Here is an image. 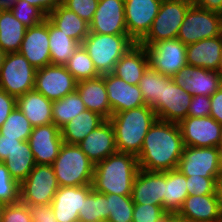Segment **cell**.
Segmentation results:
<instances>
[{"label":"cell","instance_id":"cell-49","mask_svg":"<svg viewBox=\"0 0 222 222\" xmlns=\"http://www.w3.org/2000/svg\"><path fill=\"white\" fill-rule=\"evenodd\" d=\"M17 98L0 89V128L16 107Z\"/></svg>","mask_w":222,"mask_h":222},{"label":"cell","instance_id":"cell-43","mask_svg":"<svg viewBox=\"0 0 222 222\" xmlns=\"http://www.w3.org/2000/svg\"><path fill=\"white\" fill-rule=\"evenodd\" d=\"M216 180V177H187L186 187L188 196L216 194Z\"/></svg>","mask_w":222,"mask_h":222},{"label":"cell","instance_id":"cell-9","mask_svg":"<svg viewBox=\"0 0 222 222\" xmlns=\"http://www.w3.org/2000/svg\"><path fill=\"white\" fill-rule=\"evenodd\" d=\"M58 189L52 165L36 164L20 184V201L28 206L51 204Z\"/></svg>","mask_w":222,"mask_h":222},{"label":"cell","instance_id":"cell-42","mask_svg":"<svg viewBox=\"0 0 222 222\" xmlns=\"http://www.w3.org/2000/svg\"><path fill=\"white\" fill-rule=\"evenodd\" d=\"M0 201L6 205L20 201V184L12 178L4 162H0Z\"/></svg>","mask_w":222,"mask_h":222},{"label":"cell","instance_id":"cell-37","mask_svg":"<svg viewBox=\"0 0 222 222\" xmlns=\"http://www.w3.org/2000/svg\"><path fill=\"white\" fill-rule=\"evenodd\" d=\"M169 77L160 74L150 66L146 69L138 86L147 106L152 107L159 99H162L163 83Z\"/></svg>","mask_w":222,"mask_h":222},{"label":"cell","instance_id":"cell-29","mask_svg":"<svg viewBox=\"0 0 222 222\" xmlns=\"http://www.w3.org/2000/svg\"><path fill=\"white\" fill-rule=\"evenodd\" d=\"M106 119L100 114L84 110L60 129L63 142L77 145Z\"/></svg>","mask_w":222,"mask_h":222},{"label":"cell","instance_id":"cell-61","mask_svg":"<svg viewBox=\"0 0 222 222\" xmlns=\"http://www.w3.org/2000/svg\"><path fill=\"white\" fill-rule=\"evenodd\" d=\"M220 169H221V175H222V153H221V159H220Z\"/></svg>","mask_w":222,"mask_h":222},{"label":"cell","instance_id":"cell-18","mask_svg":"<svg viewBox=\"0 0 222 222\" xmlns=\"http://www.w3.org/2000/svg\"><path fill=\"white\" fill-rule=\"evenodd\" d=\"M28 143L36 164L52 165L64 142L60 128L52 123L33 127Z\"/></svg>","mask_w":222,"mask_h":222},{"label":"cell","instance_id":"cell-30","mask_svg":"<svg viewBox=\"0 0 222 222\" xmlns=\"http://www.w3.org/2000/svg\"><path fill=\"white\" fill-rule=\"evenodd\" d=\"M47 18L57 28L80 44L89 35V23L62 4L50 12Z\"/></svg>","mask_w":222,"mask_h":222},{"label":"cell","instance_id":"cell-22","mask_svg":"<svg viewBox=\"0 0 222 222\" xmlns=\"http://www.w3.org/2000/svg\"><path fill=\"white\" fill-rule=\"evenodd\" d=\"M165 172H151L139 169L133 183L134 204H151L164 209Z\"/></svg>","mask_w":222,"mask_h":222},{"label":"cell","instance_id":"cell-24","mask_svg":"<svg viewBox=\"0 0 222 222\" xmlns=\"http://www.w3.org/2000/svg\"><path fill=\"white\" fill-rule=\"evenodd\" d=\"M177 214L186 222H222L217 194L190 195Z\"/></svg>","mask_w":222,"mask_h":222},{"label":"cell","instance_id":"cell-13","mask_svg":"<svg viewBox=\"0 0 222 222\" xmlns=\"http://www.w3.org/2000/svg\"><path fill=\"white\" fill-rule=\"evenodd\" d=\"M162 0H124L128 36L139 43L149 32Z\"/></svg>","mask_w":222,"mask_h":222},{"label":"cell","instance_id":"cell-36","mask_svg":"<svg viewBox=\"0 0 222 222\" xmlns=\"http://www.w3.org/2000/svg\"><path fill=\"white\" fill-rule=\"evenodd\" d=\"M78 214L79 222H107L109 211L106 194L92 189L91 193L83 200L82 209Z\"/></svg>","mask_w":222,"mask_h":222},{"label":"cell","instance_id":"cell-26","mask_svg":"<svg viewBox=\"0 0 222 222\" xmlns=\"http://www.w3.org/2000/svg\"><path fill=\"white\" fill-rule=\"evenodd\" d=\"M148 67L149 59L145 47L135 43L115 64L112 73L130 85H138Z\"/></svg>","mask_w":222,"mask_h":222},{"label":"cell","instance_id":"cell-27","mask_svg":"<svg viewBox=\"0 0 222 222\" xmlns=\"http://www.w3.org/2000/svg\"><path fill=\"white\" fill-rule=\"evenodd\" d=\"M76 91L79 93L86 109L100 114L105 119L112 116L103 75L78 81Z\"/></svg>","mask_w":222,"mask_h":222},{"label":"cell","instance_id":"cell-60","mask_svg":"<svg viewBox=\"0 0 222 222\" xmlns=\"http://www.w3.org/2000/svg\"><path fill=\"white\" fill-rule=\"evenodd\" d=\"M218 72H219V74H220L221 77H222V57H221V60H220V65H219Z\"/></svg>","mask_w":222,"mask_h":222},{"label":"cell","instance_id":"cell-55","mask_svg":"<svg viewBox=\"0 0 222 222\" xmlns=\"http://www.w3.org/2000/svg\"><path fill=\"white\" fill-rule=\"evenodd\" d=\"M160 222H186L177 213H167Z\"/></svg>","mask_w":222,"mask_h":222},{"label":"cell","instance_id":"cell-5","mask_svg":"<svg viewBox=\"0 0 222 222\" xmlns=\"http://www.w3.org/2000/svg\"><path fill=\"white\" fill-rule=\"evenodd\" d=\"M135 42L128 35L89 32L81 45L87 51L100 75L112 73L115 64Z\"/></svg>","mask_w":222,"mask_h":222},{"label":"cell","instance_id":"cell-56","mask_svg":"<svg viewBox=\"0 0 222 222\" xmlns=\"http://www.w3.org/2000/svg\"><path fill=\"white\" fill-rule=\"evenodd\" d=\"M16 0H0V8L10 9Z\"/></svg>","mask_w":222,"mask_h":222},{"label":"cell","instance_id":"cell-57","mask_svg":"<svg viewBox=\"0 0 222 222\" xmlns=\"http://www.w3.org/2000/svg\"><path fill=\"white\" fill-rule=\"evenodd\" d=\"M6 55H7V53L3 52L0 49V69H1L2 65L4 64V60H5Z\"/></svg>","mask_w":222,"mask_h":222},{"label":"cell","instance_id":"cell-7","mask_svg":"<svg viewBox=\"0 0 222 222\" xmlns=\"http://www.w3.org/2000/svg\"><path fill=\"white\" fill-rule=\"evenodd\" d=\"M222 35L221 13L209 11L192 4L179 28L177 39L186 46L202 39Z\"/></svg>","mask_w":222,"mask_h":222},{"label":"cell","instance_id":"cell-8","mask_svg":"<svg viewBox=\"0 0 222 222\" xmlns=\"http://www.w3.org/2000/svg\"><path fill=\"white\" fill-rule=\"evenodd\" d=\"M37 69L19 52L7 53L0 69V89L19 97L34 90Z\"/></svg>","mask_w":222,"mask_h":222},{"label":"cell","instance_id":"cell-59","mask_svg":"<svg viewBox=\"0 0 222 222\" xmlns=\"http://www.w3.org/2000/svg\"><path fill=\"white\" fill-rule=\"evenodd\" d=\"M5 206H6V204H4L3 202L0 201V222L2 220V216H3Z\"/></svg>","mask_w":222,"mask_h":222},{"label":"cell","instance_id":"cell-41","mask_svg":"<svg viewBox=\"0 0 222 222\" xmlns=\"http://www.w3.org/2000/svg\"><path fill=\"white\" fill-rule=\"evenodd\" d=\"M9 10L27 28L36 26L47 18L39 8L24 0H16Z\"/></svg>","mask_w":222,"mask_h":222},{"label":"cell","instance_id":"cell-31","mask_svg":"<svg viewBox=\"0 0 222 222\" xmlns=\"http://www.w3.org/2000/svg\"><path fill=\"white\" fill-rule=\"evenodd\" d=\"M27 27L9 9L0 15V49L5 53L19 52Z\"/></svg>","mask_w":222,"mask_h":222},{"label":"cell","instance_id":"cell-15","mask_svg":"<svg viewBox=\"0 0 222 222\" xmlns=\"http://www.w3.org/2000/svg\"><path fill=\"white\" fill-rule=\"evenodd\" d=\"M185 146L217 147L221 124L210 116H187L178 123Z\"/></svg>","mask_w":222,"mask_h":222},{"label":"cell","instance_id":"cell-38","mask_svg":"<svg viewBox=\"0 0 222 222\" xmlns=\"http://www.w3.org/2000/svg\"><path fill=\"white\" fill-rule=\"evenodd\" d=\"M77 81L100 76L87 51L80 45L65 65Z\"/></svg>","mask_w":222,"mask_h":222},{"label":"cell","instance_id":"cell-39","mask_svg":"<svg viewBox=\"0 0 222 222\" xmlns=\"http://www.w3.org/2000/svg\"><path fill=\"white\" fill-rule=\"evenodd\" d=\"M33 126L22 111L16 106L0 128V134L5 137L28 141Z\"/></svg>","mask_w":222,"mask_h":222},{"label":"cell","instance_id":"cell-46","mask_svg":"<svg viewBox=\"0 0 222 222\" xmlns=\"http://www.w3.org/2000/svg\"><path fill=\"white\" fill-rule=\"evenodd\" d=\"M1 222H32L28 205L21 201L6 205Z\"/></svg>","mask_w":222,"mask_h":222},{"label":"cell","instance_id":"cell-44","mask_svg":"<svg viewBox=\"0 0 222 222\" xmlns=\"http://www.w3.org/2000/svg\"><path fill=\"white\" fill-rule=\"evenodd\" d=\"M166 214L161 206L135 204L132 222H160Z\"/></svg>","mask_w":222,"mask_h":222},{"label":"cell","instance_id":"cell-51","mask_svg":"<svg viewBox=\"0 0 222 222\" xmlns=\"http://www.w3.org/2000/svg\"><path fill=\"white\" fill-rule=\"evenodd\" d=\"M211 99V113L210 117L214 118L219 124L222 125V86L215 91Z\"/></svg>","mask_w":222,"mask_h":222},{"label":"cell","instance_id":"cell-20","mask_svg":"<svg viewBox=\"0 0 222 222\" xmlns=\"http://www.w3.org/2000/svg\"><path fill=\"white\" fill-rule=\"evenodd\" d=\"M92 184L84 186L59 187L51 202L53 213L58 222H79V212L83 200L91 193Z\"/></svg>","mask_w":222,"mask_h":222},{"label":"cell","instance_id":"cell-28","mask_svg":"<svg viewBox=\"0 0 222 222\" xmlns=\"http://www.w3.org/2000/svg\"><path fill=\"white\" fill-rule=\"evenodd\" d=\"M16 106L22 111L33 127L53 123V101L31 90L17 97Z\"/></svg>","mask_w":222,"mask_h":222},{"label":"cell","instance_id":"cell-33","mask_svg":"<svg viewBox=\"0 0 222 222\" xmlns=\"http://www.w3.org/2000/svg\"><path fill=\"white\" fill-rule=\"evenodd\" d=\"M80 45L49 20V50L52 65L65 66Z\"/></svg>","mask_w":222,"mask_h":222},{"label":"cell","instance_id":"cell-62","mask_svg":"<svg viewBox=\"0 0 222 222\" xmlns=\"http://www.w3.org/2000/svg\"><path fill=\"white\" fill-rule=\"evenodd\" d=\"M3 10H4L3 8H0V15H1V13H2Z\"/></svg>","mask_w":222,"mask_h":222},{"label":"cell","instance_id":"cell-17","mask_svg":"<svg viewBox=\"0 0 222 222\" xmlns=\"http://www.w3.org/2000/svg\"><path fill=\"white\" fill-rule=\"evenodd\" d=\"M89 31L98 34L128 35L124 0H99Z\"/></svg>","mask_w":222,"mask_h":222},{"label":"cell","instance_id":"cell-34","mask_svg":"<svg viewBox=\"0 0 222 222\" xmlns=\"http://www.w3.org/2000/svg\"><path fill=\"white\" fill-rule=\"evenodd\" d=\"M10 175L21 184L35 167L36 162L28 141H22L4 161Z\"/></svg>","mask_w":222,"mask_h":222},{"label":"cell","instance_id":"cell-12","mask_svg":"<svg viewBox=\"0 0 222 222\" xmlns=\"http://www.w3.org/2000/svg\"><path fill=\"white\" fill-rule=\"evenodd\" d=\"M77 82L66 66L50 64L37 69L34 90L55 101L76 91Z\"/></svg>","mask_w":222,"mask_h":222},{"label":"cell","instance_id":"cell-2","mask_svg":"<svg viewBox=\"0 0 222 222\" xmlns=\"http://www.w3.org/2000/svg\"><path fill=\"white\" fill-rule=\"evenodd\" d=\"M137 156L116 152L95 165L92 186L102 194L131 196L139 171Z\"/></svg>","mask_w":222,"mask_h":222},{"label":"cell","instance_id":"cell-1","mask_svg":"<svg viewBox=\"0 0 222 222\" xmlns=\"http://www.w3.org/2000/svg\"><path fill=\"white\" fill-rule=\"evenodd\" d=\"M184 147L178 123L157 119L137 156L139 168L151 172L177 169Z\"/></svg>","mask_w":222,"mask_h":222},{"label":"cell","instance_id":"cell-6","mask_svg":"<svg viewBox=\"0 0 222 222\" xmlns=\"http://www.w3.org/2000/svg\"><path fill=\"white\" fill-rule=\"evenodd\" d=\"M192 4L186 0H162L149 32L139 44L148 46L161 40L177 38L185 14Z\"/></svg>","mask_w":222,"mask_h":222},{"label":"cell","instance_id":"cell-21","mask_svg":"<svg viewBox=\"0 0 222 222\" xmlns=\"http://www.w3.org/2000/svg\"><path fill=\"white\" fill-rule=\"evenodd\" d=\"M103 77L112 114L146 105L138 85H130L113 73Z\"/></svg>","mask_w":222,"mask_h":222},{"label":"cell","instance_id":"cell-4","mask_svg":"<svg viewBox=\"0 0 222 222\" xmlns=\"http://www.w3.org/2000/svg\"><path fill=\"white\" fill-rule=\"evenodd\" d=\"M59 187L92 184L95 164L78 145L63 143L52 164Z\"/></svg>","mask_w":222,"mask_h":222},{"label":"cell","instance_id":"cell-35","mask_svg":"<svg viewBox=\"0 0 222 222\" xmlns=\"http://www.w3.org/2000/svg\"><path fill=\"white\" fill-rule=\"evenodd\" d=\"M84 110H86L84 102L79 93L74 91L62 99L53 101V123L61 129Z\"/></svg>","mask_w":222,"mask_h":222},{"label":"cell","instance_id":"cell-53","mask_svg":"<svg viewBox=\"0 0 222 222\" xmlns=\"http://www.w3.org/2000/svg\"><path fill=\"white\" fill-rule=\"evenodd\" d=\"M193 4L209 11L222 13V0H194Z\"/></svg>","mask_w":222,"mask_h":222},{"label":"cell","instance_id":"cell-50","mask_svg":"<svg viewBox=\"0 0 222 222\" xmlns=\"http://www.w3.org/2000/svg\"><path fill=\"white\" fill-rule=\"evenodd\" d=\"M21 142L18 138L5 137V135L0 134V162H4Z\"/></svg>","mask_w":222,"mask_h":222},{"label":"cell","instance_id":"cell-23","mask_svg":"<svg viewBox=\"0 0 222 222\" xmlns=\"http://www.w3.org/2000/svg\"><path fill=\"white\" fill-rule=\"evenodd\" d=\"M77 145L95 165L118 152L114 129L109 119H106Z\"/></svg>","mask_w":222,"mask_h":222},{"label":"cell","instance_id":"cell-54","mask_svg":"<svg viewBox=\"0 0 222 222\" xmlns=\"http://www.w3.org/2000/svg\"><path fill=\"white\" fill-rule=\"evenodd\" d=\"M216 194L218 197L219 208L222 215V175H220L216 180Z\"/></svg>","mask_w":222,"mask_h":222},{"label":"cell","instance_id":"cell-32","mask_svg":"<svg viewBox=\"0 0 222 222\" xmlns=\"http://www.w3.org/2000/svg\"><path fill=\"white\" fill-rule=\"evenodd\" d=\"M187 177L178 169L165 172L164 210L167 213H178L188 197Z\"/></svg>","mask_w":222,"mask_h":222},{"label":"cell","instance_id":"cell-10","mask_svg":"<svg viewBox=\"0 0 222 222\" xmlns=\"http://www.w3.org/2000/svg\"><path fill=\"white\" fill-rule=\"evenodd\" d=\"M149 59V66L165 76L173 77L187 65L186 45L177 38L161 40L144 46Z\"/></svg>","mask_w":222,"mask_h":222},{"label":"cell","instance_id":"cell-45","mask_svg":"<svg viewBox=\"0 0 222 222\" xmlns=\"http://www.w3.org/2000/svg\"><path fill=\"white\" fill-rule=\"evenodd\" d=\"M99 0H62V5L90 23L98 7Z\"/></svg>","mask_w":222,"mask_h":222},{"label":"cell","instance_id":"cell-40","mask_svg":"<svg viewBox=\"0 0 222 222\" xmlns=\"http://www.w3.org/2000/svg\"><path fill=\"white\" fill-rule=\"evenodd\" d=\"M109 218L107 222H132L134 202L131 196L106 194Z\"/></svg>","mask_w":222,"mask_h":222},{"label":"cell","instance_id":"cell-3","mask_svg":"<svg viewBox=\"0 0 222 222\" xmlns=\"http://www.w3.org/2000/svg\"><path fill=\"white\" fill-rule=\"evenodd\" d=\"M157 119L154 109L147 105L112 114L109 121L117 151L138 156L148 130Z\"/></svg>","mask_w":222,"mask_h":222},{"label":"cell","instance_id":"cell-25","mask_svg":"<svg viewBox=\"0 0 222 222\" xmlns=\"http://www.w3.org/2000/svg\"><path fill=\"white\" fill-rule=\"evenodd\" d=\"M222 57V35L186 46L187 65L218 71Z\"/></svg>","mask_w":222,"mask_h":222},{"label":"cell","instance_id":"cell-11","mask_svg":"<svg viewBox=\"0 0 222 222\" xmlns=\"http://www.w3.org/2000/svg\"><path fill=\"white\" fill-rule=\"evenodd\" d=\"M221 152L217 147L185 146L177 169L186 177H216L221 175Z\"/></svg>","mask_w":222,"mask_h":222},{"label":"cell","instance_id":"cell-47","mask_svg":"<svg viewBox=\"0 0 222 222\" xmlns=\"http://www.w3.org/2000/svg\"><path fill=\"white\" fill-rule=\"evenodd\" d=\"M211 99L208 96H192L187 116L205 117L210 116Z\"/></svg>","mask_w":222,"mask_h":222},{"label":"cell","instance_id":"cell-52","mask_svg":"<svg viewBox=\"0 0 222 222\" xmlns=\"http://www.w3.org/2000/svg\"><path fill=\"white\" fill-rule=\"evenodd\" d=\"M32 6L39 8L46 16L52 12L58 5L62 4V0H24Z\"/></svg>","mask_w":222,"mask_h":222},{"label":"cell","instance_id":"cell-48","mask_svg":"<svg viewBox=\"0 0 222 222\" xmlns=\"http://www.w3.org/2000/svg\"><path fill=\"white\" fill-rule=\"evenodd\" d=\"M32 222H58L51 204L28 206Z\"/></svg>","mask_w":222,"mask_h":222},{"label":"cell","instance_id":"cell-58","mask_svg":"<svg viewBox=\"0 0 222 222\" xmlns=\"http://www.w3.org/2000/svg\"><path fill=\"white\" fill-rule=\"evenodd\" d=\"M217 148L222 153V125H221L220 136H219Z\"/></svg>","mask_w":222,"mask_h":222},{"label":"cell","instance_id":"cell-16","mask_svg":"<svg viewBox=\"0 0 222 222\" xmlns=\"http://www.w3.org/2000/svg\"><path fill=\"white\" fill-rule=\"evenodd\" d=\"M175 84L192 96H212L222 86V77L218 71L185 65L173 77Z\"/></svg>","mask_w":222,"mask_h":222},{"label":"cell","instance_id":"cell-14","mask_svg":"<svg viewBox=\"0 0 222 222\" xmlns=\"http://www.w3.org/2000/svg\"><path fill=\"white\" fill-rule=\"evenodd\" d=\"M192 95L175 84L172 77L163 83L162 99L152 108L159 120L179 123L187 117Z\"/></svg>","mask_w":222,"mask_h":222},{"label":"cell","instance_id":"cell-19","mask_svg":"<svg viewBox=\"0 0 222 222\" xmlns=\"http://www.w3.org/2000/svg\"><path fill=\"white\" fill-rule=\"evenodd\" d=\"M19 53L36 69L51 64L49 50V19L26 30Z\"/></svg>","mask_w":222,"mask_h":222}]
</instances>
